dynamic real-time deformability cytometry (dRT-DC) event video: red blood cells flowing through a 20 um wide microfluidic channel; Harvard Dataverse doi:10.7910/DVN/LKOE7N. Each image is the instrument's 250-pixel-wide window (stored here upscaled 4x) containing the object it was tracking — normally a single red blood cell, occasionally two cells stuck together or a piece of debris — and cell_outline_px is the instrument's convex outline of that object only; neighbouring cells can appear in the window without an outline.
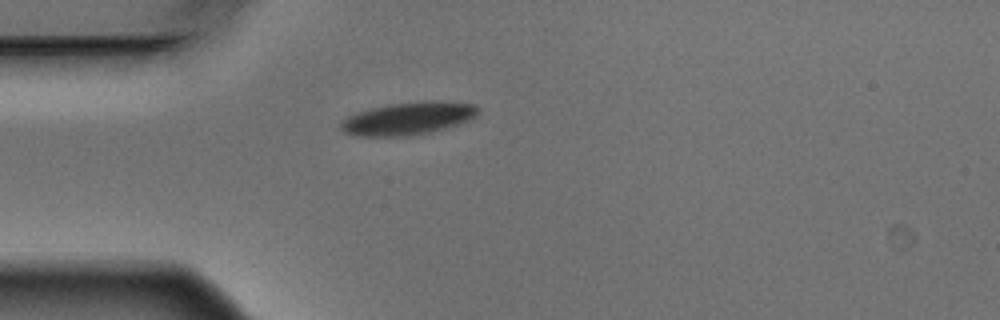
{"species": "Egyptian fruit bat (a non-hibernating species)", "species_latin": "Rousettus aegyptiacus", "temperature_condition": "warm", "stored_images_in_passage": 1, "camera_frame_rate_fps": 3000, "um_per_image_px": 0.085, "animal": {"sex": "male"}, "frame": {"image": 1, "passage_image": 1, "time_ms": 0.0, "image_size_px": [1000, 320], "cell_outline_px": [[480, 112], [476, 116], [468, 120], [444, 128], [428, 132], [404, 136], [360, 136], [344, 132], [340, 128], [340, 124], [348, 116], [356, 112], [388, 104], [424, 100], [440, 100], [476, 104], [480, 108]], "centroid_in_image_um": [34.73, 10.04], "position_along_channel_um": 50.3, "area_um2": 26.18}}